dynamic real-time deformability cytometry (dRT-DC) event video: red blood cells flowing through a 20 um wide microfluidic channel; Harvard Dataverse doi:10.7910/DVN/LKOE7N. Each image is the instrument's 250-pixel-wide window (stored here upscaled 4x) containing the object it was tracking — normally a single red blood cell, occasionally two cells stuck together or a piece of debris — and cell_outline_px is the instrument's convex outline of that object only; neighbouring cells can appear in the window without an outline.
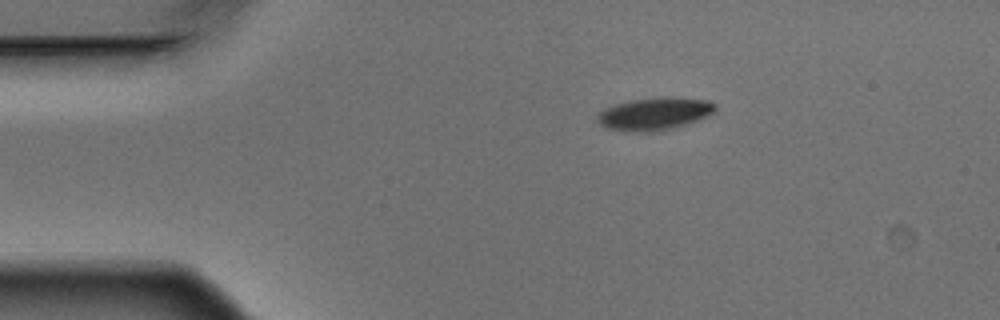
{"species": "Egyptian fruit bat (a non-hibernating species)", "species_latin": "Rousettus aegyptiacus", "temperature_condition": "warm", "stored_images_in_passage": 8, "camera_frame_rate_fps": 3000, "um_per_image_px": 0.085, "animal": {"sex": "male"}, "frame": {"image": 1, "passage_image": 1, "time_ms": 0.0, "image_size_px": [1000, 320], "cell_outline_px": [[716, 112], [708, 116], [672, 128], [652, 132], [644, 132], [604, 128], [600, 124], [596, 116], [604, 108], [628, 100], [664, 96], [672, 96], [708, 100], [716, 104]], "centroid_in_image_um": [55.65, 9.64], "position_along_channel_um": 29.3, "area_um2": 22.48}}
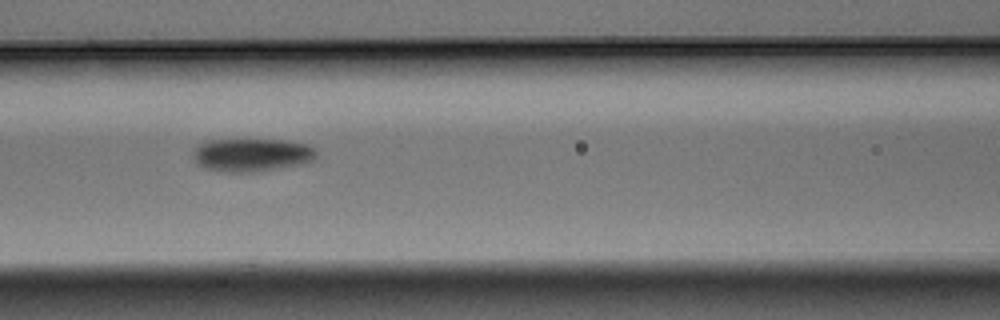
{"frame": {"image": 2, "passage_image": 5, "time_ms": 1.333, "image_size_px": [1000, 320], "cell_outline_px": [[316, 156], [312, 160], [300, 164], [252, 172], [224, 172], [204, 168], [196, 164], [192, 160], [192, 148], [204, 140], [288, 140], [308, 144], [316, 148]], "centroid_in_image_um": [21.32, 13.15], "position_along_channel_um": 145.3, "area_um2": 24.1}}
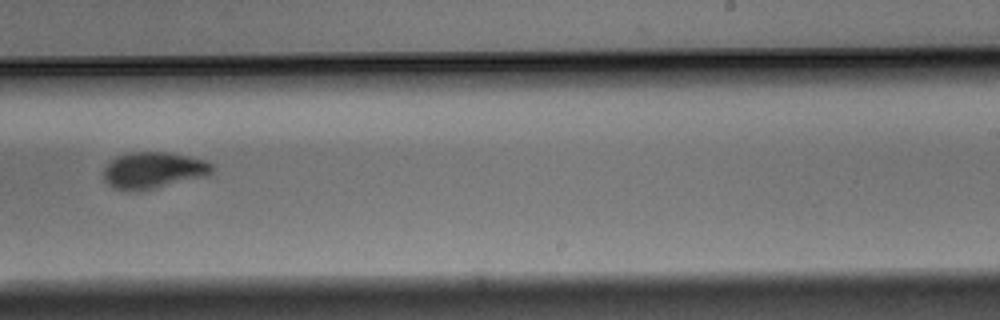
{"frame": {"image": 3, "passage_image": 8, "time_ms": 2.333, "image_size_px": [1000, 320], "cell_outline_px": [[212, 172], [208, 176], [140, 192], [124, 192], [112, 188], [104, 180], [104, 168], [116, 156], [128, 152], [168, 152], [188, 156], [204, 160], [212, 164]], "centroid_in_image_um": [13.01, 14.5], "position_along_channel_um": 276.0, "area_um2": 23.52}}